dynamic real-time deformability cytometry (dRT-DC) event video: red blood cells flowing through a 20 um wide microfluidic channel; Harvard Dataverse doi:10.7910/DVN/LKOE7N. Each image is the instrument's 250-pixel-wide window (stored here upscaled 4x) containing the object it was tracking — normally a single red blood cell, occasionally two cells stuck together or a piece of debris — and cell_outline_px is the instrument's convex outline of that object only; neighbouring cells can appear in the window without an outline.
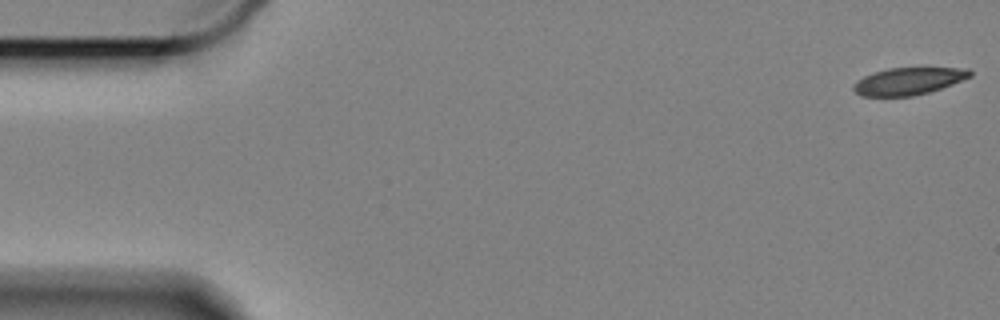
{"species": "Egyptian fruit bat (a non-hibernating species)", "species_latin": "Rousettus aegyptiacus", "temperature_condition": "cold", "stored_images_in_passage": 7, "camera_frame_rate_fps": 3000, "um_per_image_px": 0.085, "animal": {"sex": "female"}, "frame": {"image": 1, "passage_image": 1, "time_ms": 0.0, "image_size_px": [1000, 320], "cell_outline_px": [[972, 76], [952, 84], [928, 92], [912, 96], [860, 96], [852, 88], [852, 84], [856, 80], [864, 76], [888, 68], [968, 68], [972, 72]], "centroid_in_image_um": [77.19, 6.9], "position_along_channel_um": 7.8, "area_um2": 18.38}}